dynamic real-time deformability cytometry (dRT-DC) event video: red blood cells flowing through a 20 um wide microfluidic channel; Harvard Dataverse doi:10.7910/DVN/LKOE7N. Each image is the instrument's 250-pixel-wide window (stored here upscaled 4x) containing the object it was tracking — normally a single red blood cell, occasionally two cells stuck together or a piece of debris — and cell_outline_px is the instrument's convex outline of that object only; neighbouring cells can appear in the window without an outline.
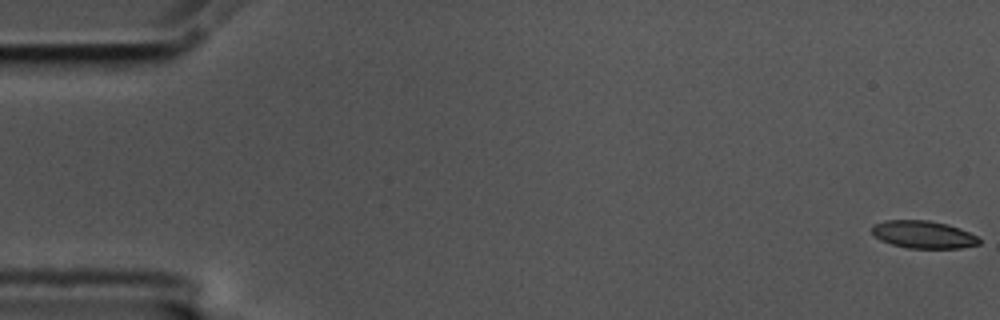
{"species": "common noctule bat (a hibernating species)", "species_latin": "Nyctalus noctula", "temperature_condition": "cold", "stored_images_in_passage": 5, "camera_frame_rate_fps": 3000, "um_per_image_px": 0.085, "animal": {"sex": "male", "body_mass_g": 17.5, "forearm_length_mm": 52.3}, "frame": {"image": 1, "passage_image": 1, "time_ms": 0.0, "image_size_px": [1000, 320], "cell_outline_px": [[980, 244], [960, 248], [908, 248], [892, 244], [880, 240], [872, 232], [872, 224], [884, 220], [928, 220], [948, 224], [960, 228], [976, 236], [980, 240]], "centroid_in_image_um": [78.47, 19.93], "position_along_channel_um": 6.5, "area_um2": 17.22}}
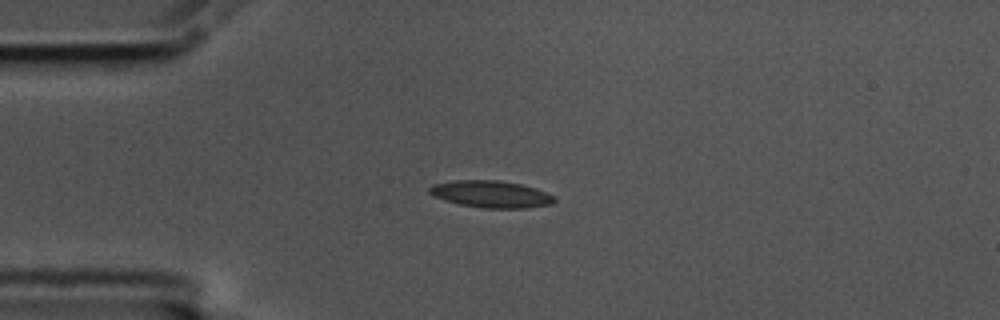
{"frame": {"image": 2, "passage_image": 5, "time_ms": 1.333, "image_size_px": [1000, 320], "cell_outline_px": [[556, 200], [552, 204], [528, 208], [484, 208], [460, 204], [444, 200], [432, 196], [428, 192], [428, 188], [432, 184], [456, 180], [500, 180], [520, 184], [536, 188], [556, 196]], "centroid_in_image_um": [41.74, 16.5], "position_along_channel_um": 43.3, "area_um2": 19.83}}